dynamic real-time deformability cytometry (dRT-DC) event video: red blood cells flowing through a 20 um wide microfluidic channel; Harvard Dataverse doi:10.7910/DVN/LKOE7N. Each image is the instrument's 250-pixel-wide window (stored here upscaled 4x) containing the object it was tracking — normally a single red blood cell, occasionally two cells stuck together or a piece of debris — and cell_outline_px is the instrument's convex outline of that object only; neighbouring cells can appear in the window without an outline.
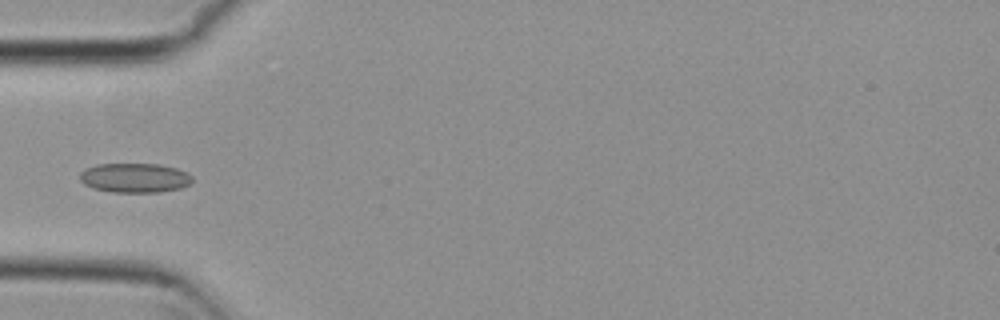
{"species": "common noctule bat (a hibernating species)", "species_latin": "Nyctalus noctula", "temperature_condition": "cold", "stored_images_in_passage": 5, "camera_frame_rate_fps": 3000, "um_per_image_px": 0.085, "animal": {"sex": "female", "body_mass_g": 29.2, "forearm_length_mm": 56.3}, "frame": {"image": 1, "passage_image": 5, "time_ms": 1.333, "image_size_px": [1000, 320], "cell_outline_px": [[192, 184], [180, 188], [160, 192], [112, 192], [92, 188], [84, 184], [80, 180], [80, 172], [84, 168], [96, 164], [160, 164], [176, 168], [188, 172], [192, 176]], "centroid_in_image_um": [11.46, 15.11], "position_along_channel_um": 73.5, "area_um2": 19.54}}